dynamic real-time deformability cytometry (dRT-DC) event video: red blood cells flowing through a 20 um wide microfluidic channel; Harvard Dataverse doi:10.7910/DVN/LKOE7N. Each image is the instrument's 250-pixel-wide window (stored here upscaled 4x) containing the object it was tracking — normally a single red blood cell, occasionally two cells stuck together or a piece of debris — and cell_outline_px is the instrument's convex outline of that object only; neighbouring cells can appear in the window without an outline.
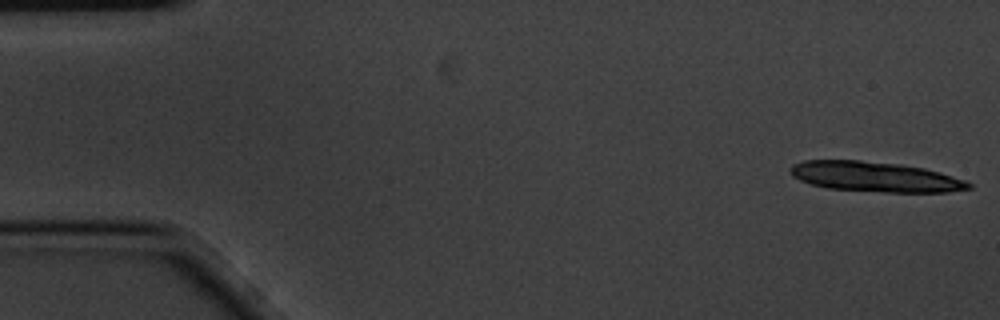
{"species": "common noctule bat (a hibernating species)", "species_latin": "Nyctalus noctula", "temperature_condition": "cold", "stored_images_in_passage": 5, "camera_frame_rate_fps": 3000, "um_per_image_px": 0.085, "animal": {"sex": "male", "body_mass_g": 20.1, "forearm_length_mm": 53.5}, "frame": {"image": 1, "passage_image": 1, "time_ms": 0.0, "image_size_px": [1000, 320], "cell_outline_px": [[972, 188], [948, 192], [884, 192], [828, 188], [812, 184], [800, 180], [792, 176], [788, 172], [788, 168], [792, 164], [804, 160], [860, 160], [900, 164], [924, 168], [940, 172], [964, 180], [972, 184]], "centroid_in_image_um": [74.35, 15.02], "position_along_channel_um": 10.6, "area_um2": 31.33}}